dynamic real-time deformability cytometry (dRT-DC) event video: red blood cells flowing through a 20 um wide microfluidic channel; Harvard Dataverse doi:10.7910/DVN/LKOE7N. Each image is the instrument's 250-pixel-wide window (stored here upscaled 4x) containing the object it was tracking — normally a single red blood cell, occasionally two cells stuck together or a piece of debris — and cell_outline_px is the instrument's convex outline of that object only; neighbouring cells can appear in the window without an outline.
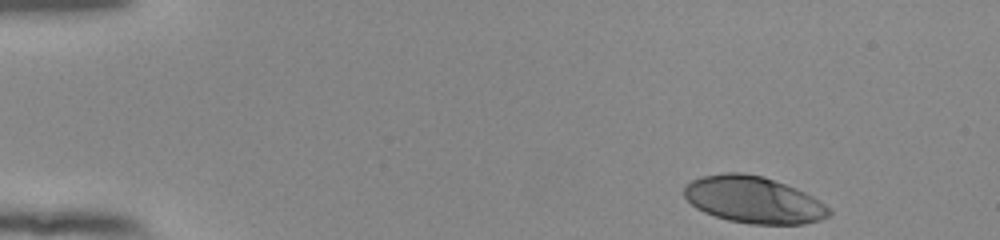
{"species": "human", "species_latin": "Homo sapiens", "temperature_condition": "room temperature", "stored_images_in_passage": 42, "camera_frame_rate_fps": 3000, "um_per_image_px": 0.085, "donor": {"sex": "female"}, "frame": {"image": 1, "passage_image": 1, "time_ms": 0.0, "image_size_px": [1000, 240], "cell_outline_px": [[832, 216], [820, 220], [804, 224], [752, 224], [728, 220], [704, 212], [696, 208], [684, 196], [684, 184], [692, 180], [704, 176], [724, 172], [744, 172], [764, 176], [796, 188], [812, 196], [824, 204], [832, 212]], "centroid_in_image_um": [64.06, 16.98], "position_along_channel_um": 20.9, "area_um2": 39.59}}
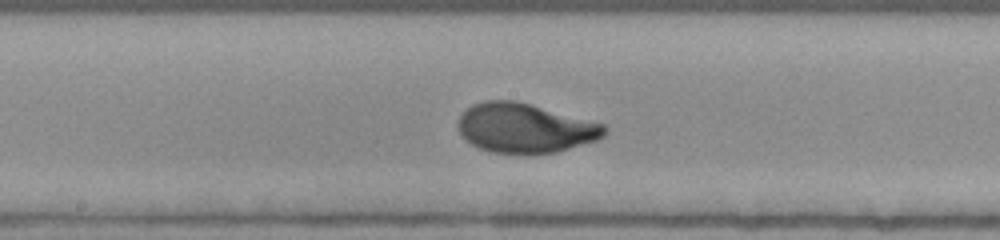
{"frame": {"image": 2, "passage_image": 24, "time_ms": 7.667, "image_size_px": [1000, 240], "cell_outline_px": [[608, 132], [604, 136], [596, 140], [556, 152], [492, 152], [480, 148], [472, 144], [460, 136], [456, 124], [460, 116], [472, 104], [484, 100], [516, 100], [604, 124], [608, 128]], "centroid_in_image_um": [44.6, 10.86], "position_along_channel_um": 203.6, "area_um2": 41.85}}
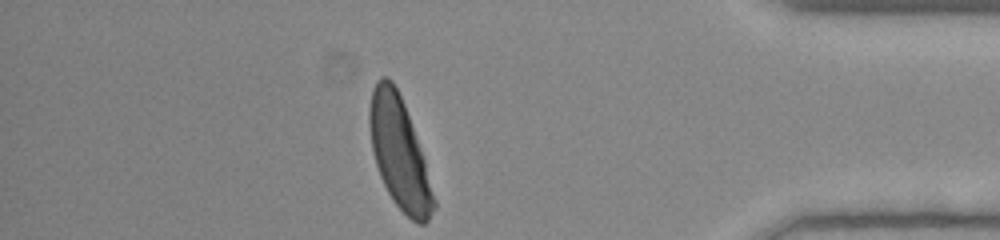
{"frame": {"image": 3, "passage_image": 42, "time_ms": 13.667, "image_size_px": [1000, 240], "cell_outline_px": [[436, 208], [428, 220], [424, 224], [416, 224], [392, 200], [380, 176], [376, 164], [372, 148], [368, 124], [368, 112], [372, 88], [376, 80], [380, 76], [388, 76], [392, 80], [404, 104], [424, 160], [436, 200]], "centroid_in_image_um": [33.92, 13.0], "position_along_channel_um": 401.3, "area_um2": 41.27}, "authors_computed_cell_mechanics": {"area_um2": 41.2114, "velocity_mm_per_s": 3.8259, "shape_relaxation_time_tau1_ms": 2.9412, "shape_relaxation_time_tau2_ms": null, "deformation_change_tau1": 0.1769, "deformation_change_tau2": null}}